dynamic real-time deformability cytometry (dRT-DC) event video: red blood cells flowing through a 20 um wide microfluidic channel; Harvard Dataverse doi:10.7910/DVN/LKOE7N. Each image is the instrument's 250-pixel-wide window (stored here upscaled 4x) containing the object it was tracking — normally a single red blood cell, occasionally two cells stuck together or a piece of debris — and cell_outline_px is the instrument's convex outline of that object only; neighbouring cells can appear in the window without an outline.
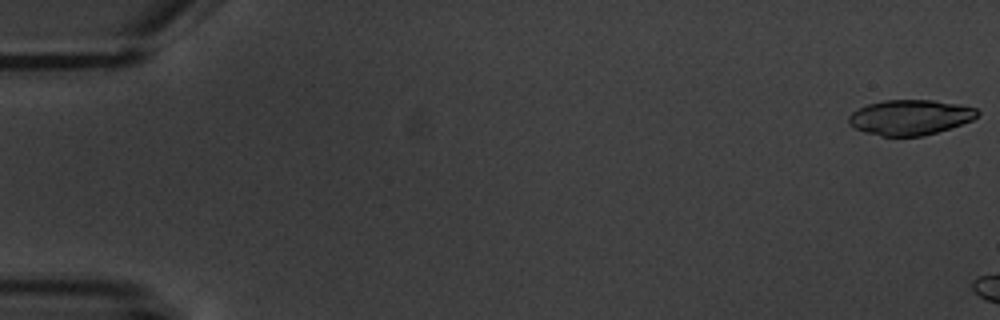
{"species": "common noctule bat (a hibernating species)", "species_latin": "Nyctalus noctula", "temperature_condition": "warm", "stored_images_in_passage": 4, "camera_frame_rate_fps": 3000, "um_per_image_px": 0.085, "animal": {"sex": "male", "body_mass_g": 20.1, "forearm_length_mm": 53.5}, "frame": {"image": 1, "passage_image": 1, "time_ms": 0.0, "image_size_px": [1000, 320], "cell_outline_px": [[980, 112], [972, 120], [924, 136], [880, 136], [864, 132], [848, 124], [848, 116], [852, 112], [868, 104], [884, 100], [932, 100], [956, 104], [976, 108]], "centroid_in_image_um": [77.32, 9.97], "position_along_channel_um": 7.7, "area_um2": 26.18}}